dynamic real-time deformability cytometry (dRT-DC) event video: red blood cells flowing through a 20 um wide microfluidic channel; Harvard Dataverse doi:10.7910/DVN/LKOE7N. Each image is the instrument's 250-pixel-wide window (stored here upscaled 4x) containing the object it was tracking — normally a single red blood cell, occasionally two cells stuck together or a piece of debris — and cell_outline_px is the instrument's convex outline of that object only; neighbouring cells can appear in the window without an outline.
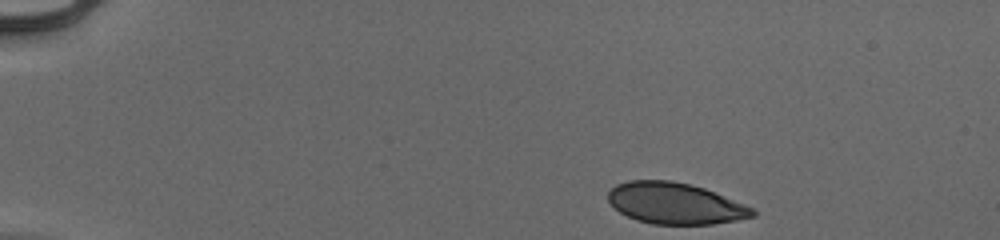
{"species": "human", "species_latin": "Homo sapiens", "temperature_condition": "cold", "stored_images_in_passage": 45, "camera_frame_rate_fps": 3000, "um_per_image_px": 0.085, "donor": {"sex": "male"}, "frame": {"image": 1, "passage_image": 1, "time_ms": 0.0, "image_size_px": [1000, 240], "cell_outline_px": [[756, 216], [736, 220], [712, 224], [652, 224], [636, 220], [620, 212], [608, 200], [608, 192], [616, 184], [628, 180], [672, 180], [692, 184], [704, 188], [756, 208]], "centroid_in_image_um": [57.41, 17.28], "position_along_channel_um": 27.6, "area_um2": 34.91}}
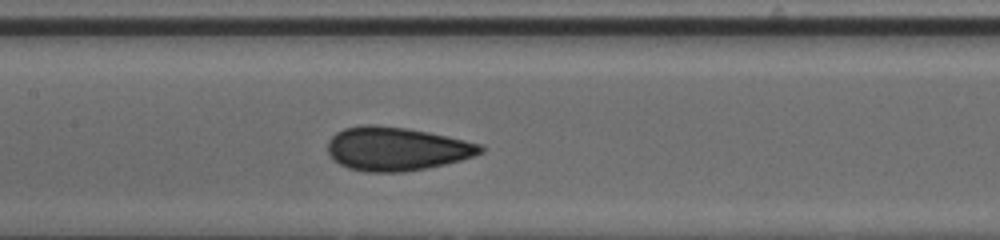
{"frame": {"image": 2, "passage_image": 20, "time_ms": 6.333, "image_size_px": [1000, 240], "cell_outline_px": [[484, 152], [476, 156], [428, 168], [400, 172], [368, 172], [348, 168], [332, 160], [328, 152], [328, 140], [336, 132], [344, 128], [364, 124], [376, 124], [408, 128], [428, 132], [484, 144]], "centroid_in_image_um": [33.71, 12.64], "position_along_channel_um": 173.7, "area_um2": 39.19}}
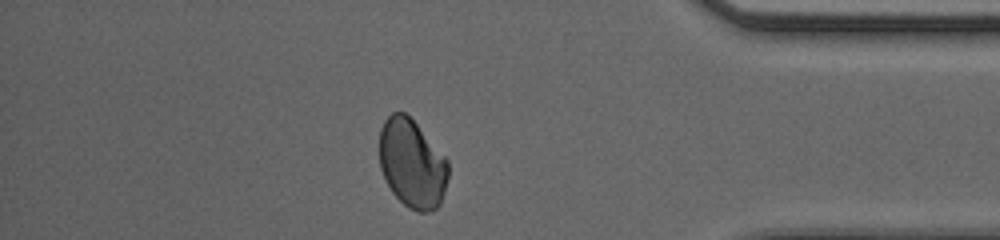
{"frame": {"image": 3, "passage_image": 39, "time_ms": 12.667, "image_size_px": [1000, 240], "cell_outline_px": [[448, 176], [444, 192], [440, 204], [436, 208], [428, 212], [416, 212], [408, 208], [392, 192], [380, 168], [380, 128], [384, 120], [392, 112], [404, 112], [416, 124], [448, 160]], "centroid_in_image_um": [35.02, 13.92], "position_along_channel_um": 400.2, "area_um2": 35.32}, "authors_computed_cell_mechanics": {"area_um2": 37.5122, "velocity_mm_per_s": 3.9467, "shape_relaxation_time_tau1_ms": null, "shape_relaxation_time_tau2_ms": 0.6783, "deformation_change_tau1": null, "deformation_change_tau2": 0.0495}}